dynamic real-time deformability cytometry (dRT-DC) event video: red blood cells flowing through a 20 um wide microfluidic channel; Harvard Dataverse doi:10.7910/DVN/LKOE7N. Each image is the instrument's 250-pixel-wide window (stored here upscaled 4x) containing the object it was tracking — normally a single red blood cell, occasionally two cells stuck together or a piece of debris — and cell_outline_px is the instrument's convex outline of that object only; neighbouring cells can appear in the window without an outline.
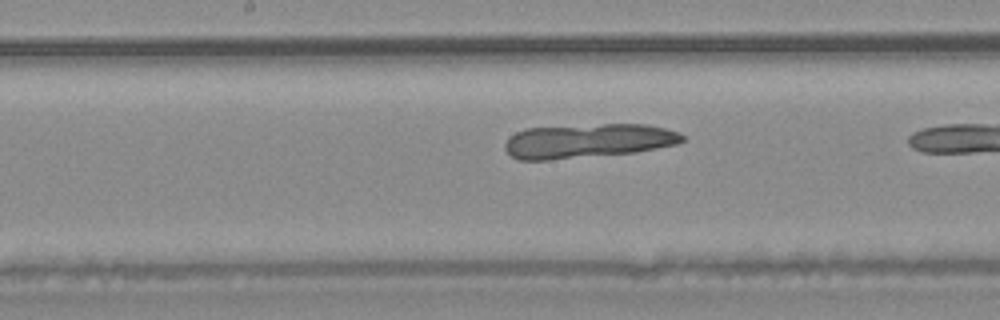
{"species": "common noctule bat (a hibernating species)", "species_latin": "Nyctalus noctula", "temperature_condition": "warm", "stored_images_in_passage": 32, "camera_frame_rate_fps": 3000, "um_per_image_px": 0.085, "animal": {"sex": "male", "body_mass_g": 20.4}, "frame": {"image": 1, "passage_image": 19, "time_ms": 6.0, "image_size_px": [1000, 320], "cell_outline_px": [[684, 140], [676, 144], [636, 152], [548, 160], [520, 160], [512, 156], [504, 148], [504, 144], [516, 132], [528, 128], [604, 124], [644, 124], [664, 128], [680, 132], [684, 136]], "centroid_in_image_um": [49.99, 11.97], "position_along_channel_um": 198.2, "area_um2": 35.08}}